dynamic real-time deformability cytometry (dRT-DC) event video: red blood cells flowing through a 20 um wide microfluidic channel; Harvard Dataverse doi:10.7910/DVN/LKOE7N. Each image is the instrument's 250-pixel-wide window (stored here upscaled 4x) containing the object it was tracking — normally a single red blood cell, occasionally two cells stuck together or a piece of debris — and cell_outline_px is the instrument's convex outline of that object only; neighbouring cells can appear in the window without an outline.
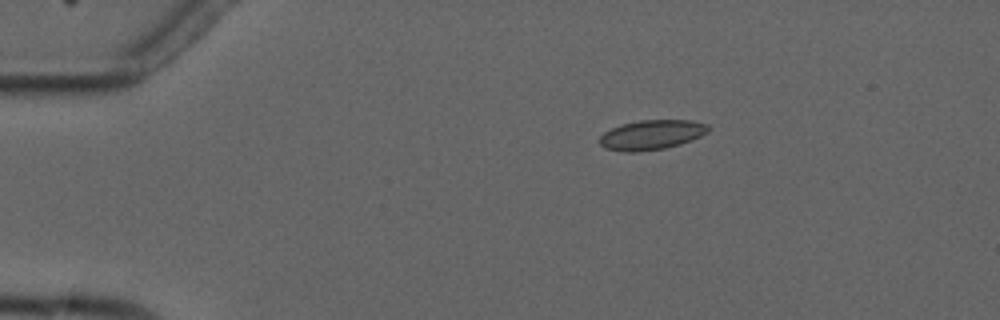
{"species": "common noctule bat (a hibernating species)", "species_latin": "Nyctalus noctula", "temperature_condition": "cold", "stored_images_in_passage": 9, "camera_frame_rate_fps": 3000, "um_per_image_px": 0.085, "animal": {"sex": "male", "forearm_length_mm": 52.5}, "frame": {"image": 1, "passage_image": 2, "time_ms": 1.333, "image_size_px": [1000, 320], "cell_outline_px": [[708, 132], [700, 136], [680, 144], [664, 148], [636, 152], [624, 152], [604, 148], [596, 140], [604, 132], [620, 124], [640, 120], [692, 120], [708, 124]], "centroid_in_image_um": [55.33, 11.46], "position_along_channel_um": 29.7, "area_um2": 18.9}}
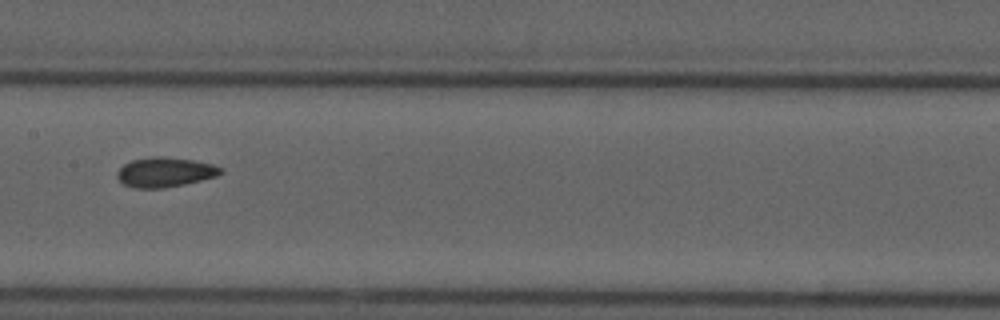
{"frame": {"image": 2, "passage_image": 7, "time_ms": 7.333, "image_size_px": [1000, 320], "cell_outline_px": [[224, 172], [216, 176], [184, 184], [164, 188], [136, 188], [124, 184], [116, 176], [116, 172], [124, 164], [132, 160], [152, 156], [164, 156], [192, 160], [212, 164], [224, 168]], "centroid_in_image_um": [14.03, 14.63], "position_along_channel_um": 193.4, "area_um2": 17.92}}
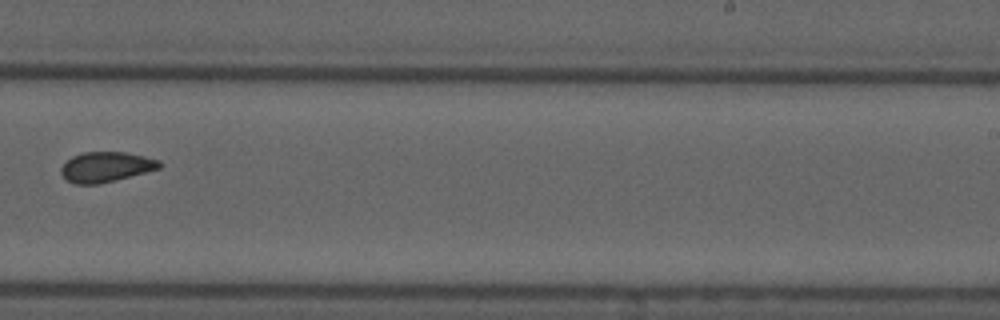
{"frame": {"image": 3, "passage_image": 9, "time_ms": 9.667, "image_size_px": [1000, 320], "cell_outline_px": [[164, 164], [160, 168], [116, 180], [96, 184], [76, 184], [68, 180], [60, 172], [60, 168], [72, 156], [84, 152], [124, 152], [160, 160]], "centroid_in_image_um": [9.03, 14.18], "position_along_channel_um": 280.0, "area_um2": 17.11}}